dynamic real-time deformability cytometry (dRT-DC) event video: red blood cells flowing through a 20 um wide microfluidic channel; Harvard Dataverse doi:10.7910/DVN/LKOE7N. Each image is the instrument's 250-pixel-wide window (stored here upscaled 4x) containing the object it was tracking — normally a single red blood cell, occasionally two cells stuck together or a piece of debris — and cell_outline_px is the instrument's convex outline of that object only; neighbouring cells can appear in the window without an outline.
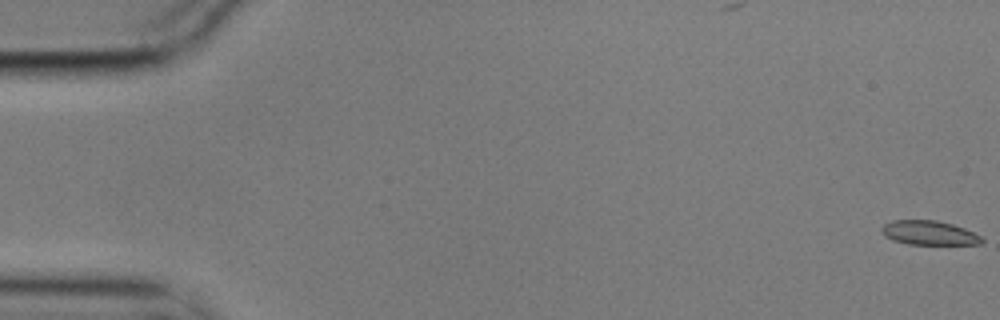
{"species": "common noctule bat (a hibernating species)", "species_latin": "Nyctalus noctula", "temperature_condition": "cold", "stored_images_in_passage": 8, "camera_frame_rate_fps": 3000, "um_per_image_px": 0.085, "animal": {"sex": "male", "body_mass_g": 17.9}, "frame": {"image": 1, "passage_image": 1, "time_ms": 0.0, "image_size_px": [1000, 320], "cell_outline_px": [[984, 240], [980, 244], [908, 244], [892, 240], [884, 236], [880, 232], [880, 228], [884, 224], [892, 220], [936, 220], [952, 224], [964, 228], [980, 236]], "centroid_in_image_um": [78.91, 19.79], "position_along_channel_um": 6.1, "area_um2": 14.16}}
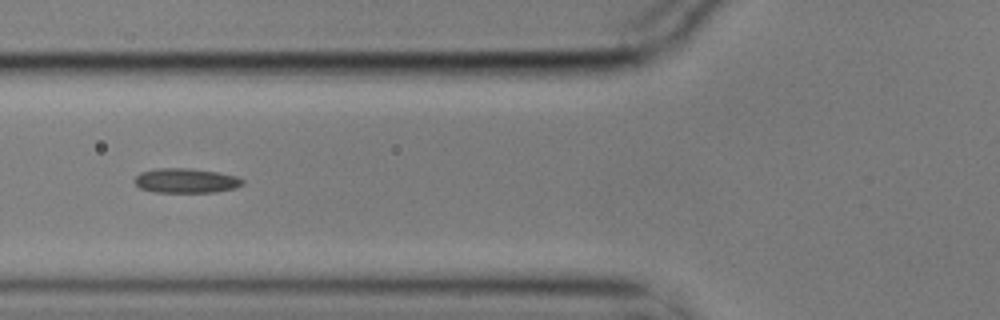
{"frame": {"image": 2, "passage_image": 7, "time_ms": 2.0, "image_size_px": [1000, 320], "cell_outline_px": [[244, 184], [236, 188], [216, 192], [156, 192], [140, 188], [132, 180], [140, 172], [156, 168], [188, 168], [216, 172], [236, 176], [244, 180]], "centroid_in_image_um": [15.8, 15.35], "position_along_channel_um": 110.0, "area_um2": 15.55}}
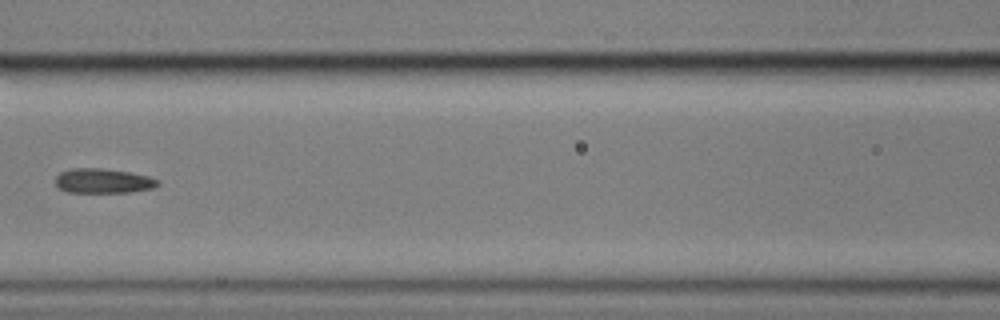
{"frame": {"image": 3, "passage_image": 8, "time_ms": 2.333, "image_size_px": [1000, 320], "cell_outline_px": [[160, 184], [152, 188], [128, 192], [68, 192], [60, 188], [56, 184], [56, 176], [60, 172], [72, 168], [104, 168], [128, 172], [148, 176], [160, 180]], "centroid_in_image_um": [8.77, 15.37], "position_along_channel_um": 157.8, "area_um2": 14.62}}